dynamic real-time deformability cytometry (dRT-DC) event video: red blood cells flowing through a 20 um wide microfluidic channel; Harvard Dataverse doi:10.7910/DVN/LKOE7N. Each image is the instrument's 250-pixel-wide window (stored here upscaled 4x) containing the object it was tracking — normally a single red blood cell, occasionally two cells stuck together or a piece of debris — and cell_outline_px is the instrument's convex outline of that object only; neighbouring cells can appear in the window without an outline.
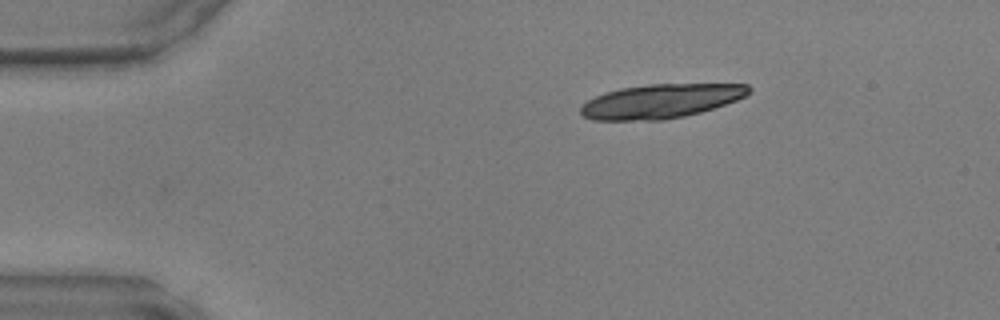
{"species": "common noctule bat (a hibernating species)", "species_latin": "Nyctalus noctula", "temperature_condition": "warm", "stored_images_in_passage": 9, "camera_frame_rate_fps": 3000, "um_per_image_px": 0.085, "animal": {"sex": "male", "body_mass_g": 17.9, "forearm_length_mm": 54.2}, "frame": {"image": 1, "passage_image": 1, "time_ms": 0.0, "image_size_px": [1000, 320], "cell_outline_px": [[752, 92], [736, 100], [700, 112], [684, 116], [664, 120], [592, 120], [580, 116], [580, 108], [588, 100], [604, 92], [620, 88], [648, 84], [748, 84], [752, 88]], "centroid_in_image_um": [56.15, 8.6], "position_along_channel_um": 28.9, "area_um2": 33.47}}